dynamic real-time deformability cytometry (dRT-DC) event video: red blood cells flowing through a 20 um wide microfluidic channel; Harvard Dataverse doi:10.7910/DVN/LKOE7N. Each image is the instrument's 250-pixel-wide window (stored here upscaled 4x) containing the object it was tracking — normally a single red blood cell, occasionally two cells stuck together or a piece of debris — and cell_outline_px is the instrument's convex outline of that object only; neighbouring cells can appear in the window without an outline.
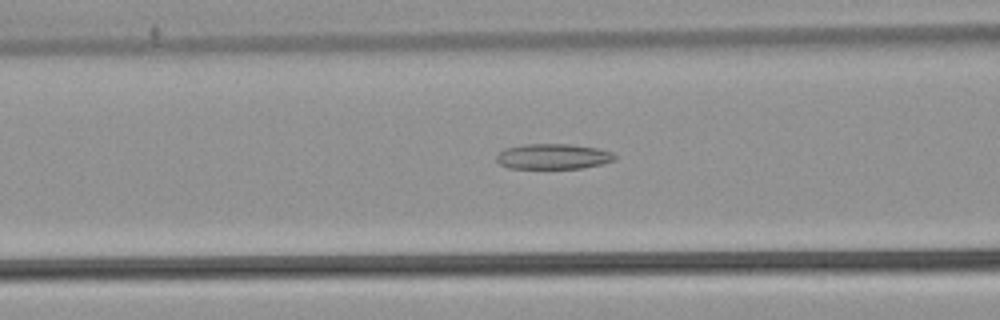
{"species": "common noctule bat (a hibernating species)", "species_latin": "Nyctalus noctula", "temperature_condition": "warm", "stored_images_in_passage": 45, "camera_frame_rate_fps": 3000, "um_per_image_px": 0.085, "animal": {"sex": "male", "body_mass_g": 21.5, "forearm_length_mm": 52.0}, "frame": {"image": 1, "passage_image": 14, "time_ms": 4.333, "image_size_px": [1000, 320], "cell_outline_px": [[616, 160], [604, 164], [584, 168], [508, 168], [500, 164], [496, 160], [496, 156], [504, 148], [524, 144], [572, 144], [596, 148], [612, 152], [616, 156]], "centroid_in_image_um": [47.04, 13.3], "position_along_channel_um": 119.6, "area_um2": 17.63}}
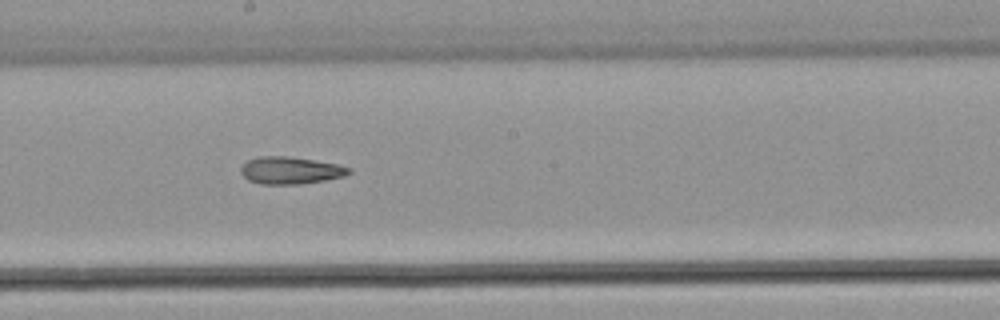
{"frame": {"image": 2, "passage_image": 22, "time_ms": 7.0, "image_size_px": [1000, 320], "cell_outline_px": [[352, 172], [344, 176], [324, 180], [300, 184], [260, 184], [248, 180], [240, 172], [240, 168], [248, 160], [256, 156], [288, 156], [336, 164], [352, 168]], "centroid_in_image_um": [24.67, 14.48], "position_along_channel_um": 223.5, "area_um2": 17.11}}
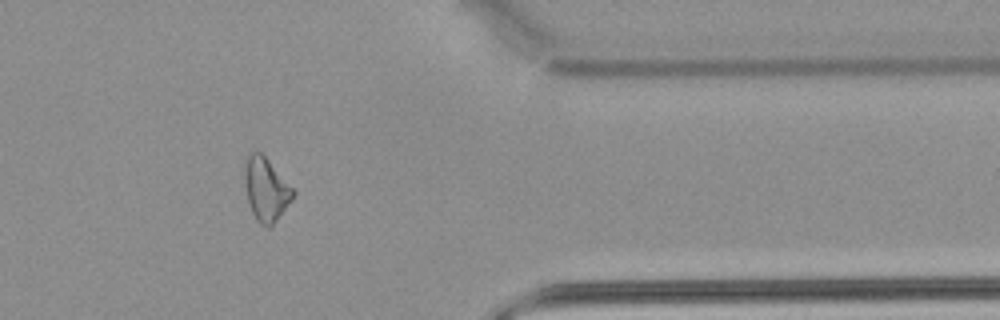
{"frame": {"image": 3, "passage_image": 36, "time_ms": 11.667, "image_size_px": [1000, 320], "cell_outline_px": [[296, 192], [292, 200], [276, 220], [268, 228], [260, 224], [256, 220], [252, 212], [248, 200], [244, 184], [244, 160], [252, 152], [260, 152], [268, 160]], "centroid_in_image_um": [22.59, 16.09], "position_along_channel_um": 388.8, "area_um2": 17.69}}